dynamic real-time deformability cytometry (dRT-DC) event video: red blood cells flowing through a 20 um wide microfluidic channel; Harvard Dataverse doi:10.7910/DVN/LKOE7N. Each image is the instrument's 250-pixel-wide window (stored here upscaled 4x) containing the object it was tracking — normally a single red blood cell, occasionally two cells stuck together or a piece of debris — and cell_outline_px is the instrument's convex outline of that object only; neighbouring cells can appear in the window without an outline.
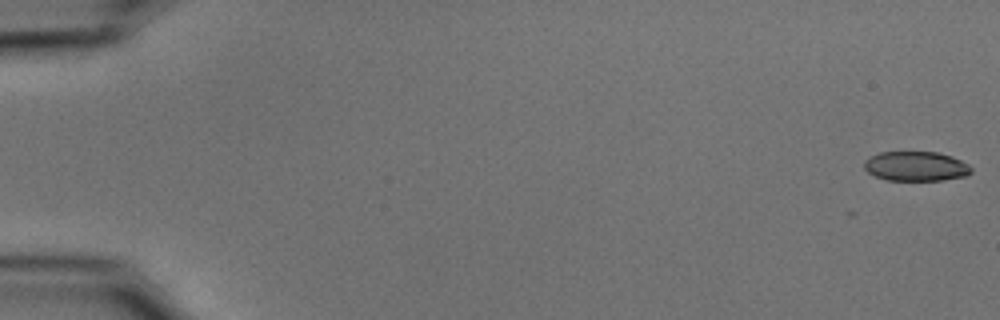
{"species": "common noctule bat (a hibernating species)", "species_latin": "Nyctalus noctula", "temperature_condition": "cold", "stored_images_in_passage": 7, "camera_frame_rate_fps": 3000, "um_per_image_px": 0.085, "animal": {"sex": "male", "body_mass_g": 15.6}, "frame": {"image": 1, "passage_image": 1, "time_ms": 0.0, "image_size_px": [1000, 320], "cell_outline_px": [[972, 172], [968, 176], [944, 180], [888, 180], [876, 176], [868, 172], [864, 168], [864, 160], [880, 152], [936, 152], [952, 156], [968, 164], [972, 168]], "centroid_in_image_um": [77.89, 14.13], "position_along_channel_um": 7.1, "area_um2": 18.5}}